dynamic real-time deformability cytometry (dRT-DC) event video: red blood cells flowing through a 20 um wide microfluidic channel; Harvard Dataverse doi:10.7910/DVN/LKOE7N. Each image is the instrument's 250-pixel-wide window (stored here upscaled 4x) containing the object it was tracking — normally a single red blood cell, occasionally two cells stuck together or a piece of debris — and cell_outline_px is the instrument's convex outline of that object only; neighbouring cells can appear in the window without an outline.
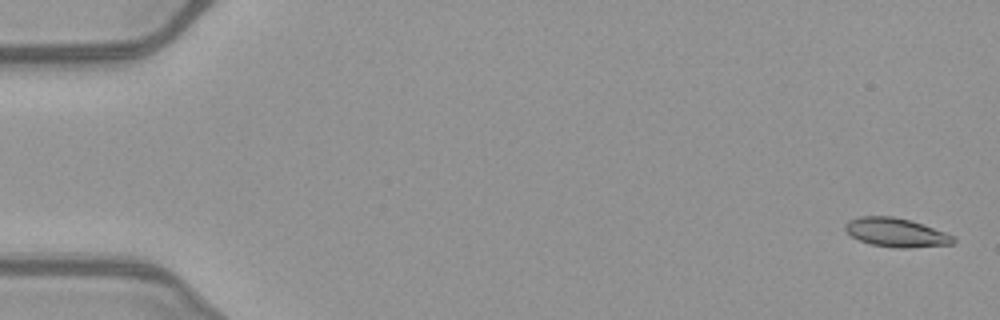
{"species": "common noctule bat (a hibernating species)", "species_latin": "Nyctalus noctula", "temperature_condition": "warm", "stored_images_in_passage": 52, "camera_frame_rate_fps": 3000, "um_per_image_px": 0.085, "animal": {"sex": "female", "body_mass_g": 21.9}, "frame": {"image": 1, "passage_image": 2, "time_ms": 0.333, "image_size_px": [1000, 320], "cell_outline_px": [[956, 240], [952, 244], [908, 248], [896, 248], [872, 244], [860, 240], [852, 236], [844, 228], [844, 224], [848, 220], [860, 216], [892, 216], [908, 220], [944, 232], [952, 236]], "centroid_in_image_um": [76.13, 19.76], "position_along_channel_um": 8.9, "area_um2": 17.86}}
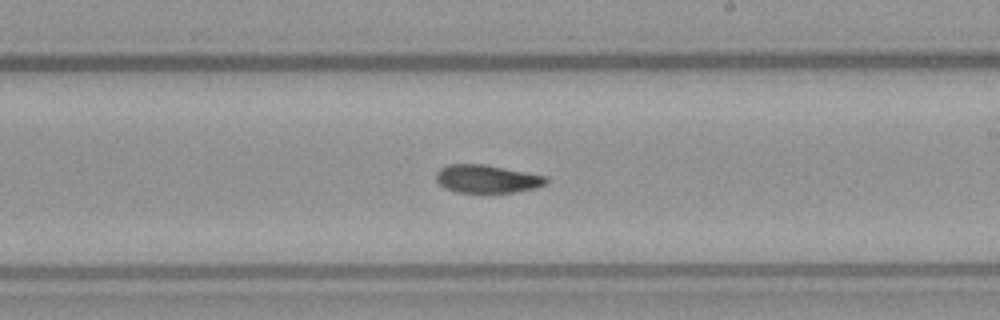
{"frame": {"image": 2, "passage_image": 31, "time_ms": 10.0, "image_size_px": [1000, 320], "cell_outline_px": [[548, 180], [544, 184], [536, 188], [512, 192], [456, 192], [444, 188], [436, 180], [436, 172], [440, 168], [448, 164], [484, 164], [548, 176]], "centroid_in_image_um": [41.38, 15.19], "position_along_channel_um": 247.6, "area_um2": 17.98}}
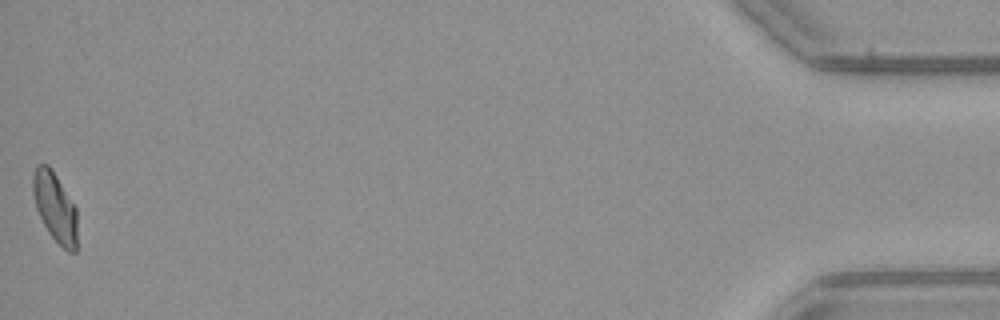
{"frame": {"image": 3, "passage_image": 52, "time_ms": 17.0, "image_size_px": [1000, 320], "cell_outline_px": [[76, 252], [68, 252], [48, 232], [36, 208], [32, 192], [32, 176], [36, 164], [48, 164], [52, 168], [76, 208]], "centroid_in_image_um": [4.65, 17.56], "position_along_channel_um": 430.5, "area_um2": 17.86}}